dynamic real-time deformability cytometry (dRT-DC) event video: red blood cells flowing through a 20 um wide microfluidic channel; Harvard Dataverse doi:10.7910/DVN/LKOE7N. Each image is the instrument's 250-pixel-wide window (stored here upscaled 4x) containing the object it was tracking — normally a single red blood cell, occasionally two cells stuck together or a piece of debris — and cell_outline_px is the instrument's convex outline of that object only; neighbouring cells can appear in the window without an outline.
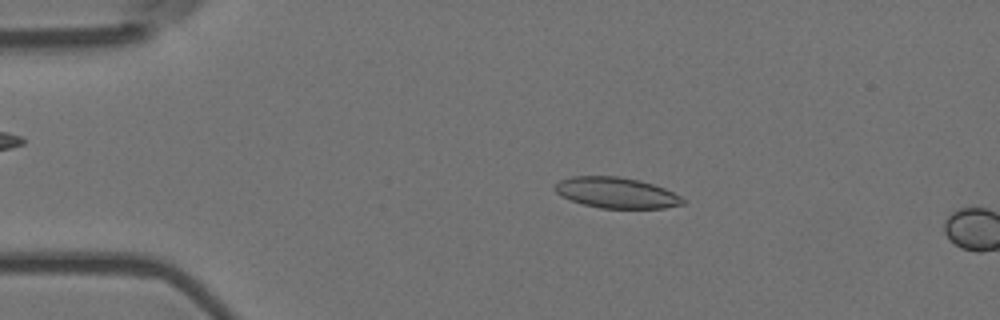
{"species": "Egyptian fruit bat (a non-hibernating species)", "species_latin": "Rousettus aegyptiacus", "temperature_condition": "room temperature", "stored_images_in_passage": 3, "camera_frame_rate_fps": 3000, "um_per_image_px": 0.085, "animal": {"sex": "female"}, "frame": {"image": 1, "passage_image": 2, "time_ms": 0.333, "image_size_px": [1000, 320], "cell_outline_px": [[684, 204], [664, 208], [600, 208], [584, 204], [560, 196], [552, 188], [560, 180], [572, 176], [620, 176], [640, 180], [664, 188], [680, 196], [684, 200]], "centroid_in_image_um": [52.37, 16.38], "position_along_channel_um": 32.6, "area_um2": 22.89}}